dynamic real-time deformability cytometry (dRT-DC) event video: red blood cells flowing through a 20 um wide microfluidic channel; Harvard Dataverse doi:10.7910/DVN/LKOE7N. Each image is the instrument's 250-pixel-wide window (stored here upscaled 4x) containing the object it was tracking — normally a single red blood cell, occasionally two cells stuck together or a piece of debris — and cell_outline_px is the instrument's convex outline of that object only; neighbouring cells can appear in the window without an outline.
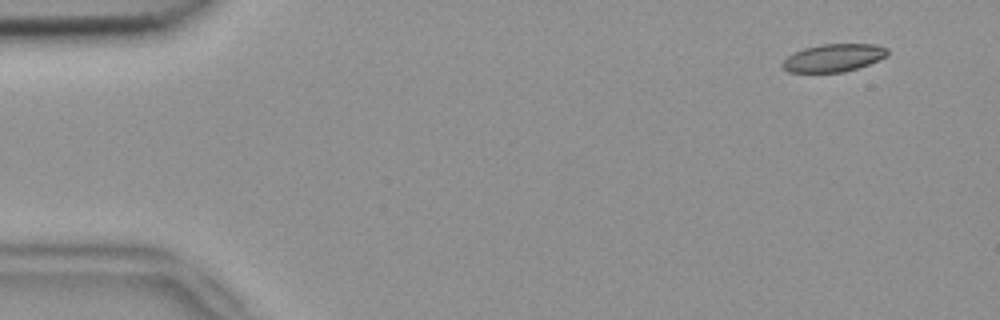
{"species": "common noctule bat (a hibernating species)", "species_latin": "Nyctalus noctula", "temperature_condition": "room temperature", "stored_images_in_passage": 4, "camera_frame_rate_fps": 3000, "um_per_image_px": 0.085, "animal": {"sex": "female", "body_mass_g": 18.4}, "frame": {"image": 1, "passage_image": 1, "time_ms": 0.0, "image_size_px": [1000, 320], "cell_outline_px": [[888, 56], [868, 64], [844, 72], [788, 72], [780, 64], [788, 56], [804, 48], [820, 44], [872, 44], [888, 48]], "centroid_in_image_um": [70.85, 4.91], "position_along_channel_um": 14.1, "area_um2": 16.88}}